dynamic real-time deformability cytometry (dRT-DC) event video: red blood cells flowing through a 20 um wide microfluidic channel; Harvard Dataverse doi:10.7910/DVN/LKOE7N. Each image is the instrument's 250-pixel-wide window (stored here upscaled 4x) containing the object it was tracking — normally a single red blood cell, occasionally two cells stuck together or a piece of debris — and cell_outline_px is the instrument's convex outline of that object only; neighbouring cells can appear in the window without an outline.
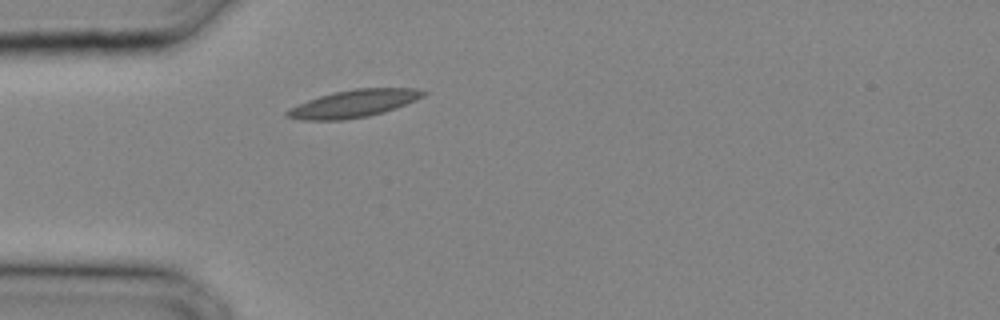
{"species": "common noctule bat (a hibernating species)", "species_latin": "Nyctalus noctula", "temperature_condition": "cold", "stored_images_in_passage": 19, "camera_frame_rate_fps": 3000, "um_per_image_px": 0.085, "animal": {"sex": "male", "body_mass_g": 20.4}, "frame": {"image": 1, "passage_image": 1, "time_ms": 0.0, "image_size_px": [1000, 320], "cell_outline_px": [[428, 92], [424, 96], [416, 100], [396, 108], [384, 112], [368, 116], [344, 120], [300, 120], [284, 116], [284, 112], [308, 100], [332, 92], [356, 88], [416, 88]], "centroid_in_image_um": [30.09, 8.81], "position_along_channel_um": 54.9, "area_um2": 21.79}}
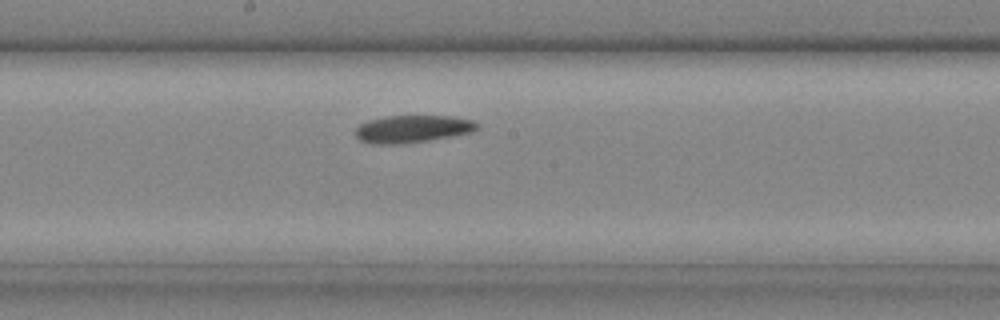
{"frame": {"image": 2, "passage_image": 9, "time_ms": 2.667, "image_size_px": [1000, 320], "cell_outline_px": [[480, 128], [472, 132], [428, 140], [400, 144], [372, 144], [360, 140], [356, 136], [356, 128], [360, 124], [368, 120], [384, 116], [452, 116], [472, 120], [480, 124]], "centroid_in_image_um": [35.07, 10.95], "position_along_channel_um": 213.1, "area_um2": 19.48}}
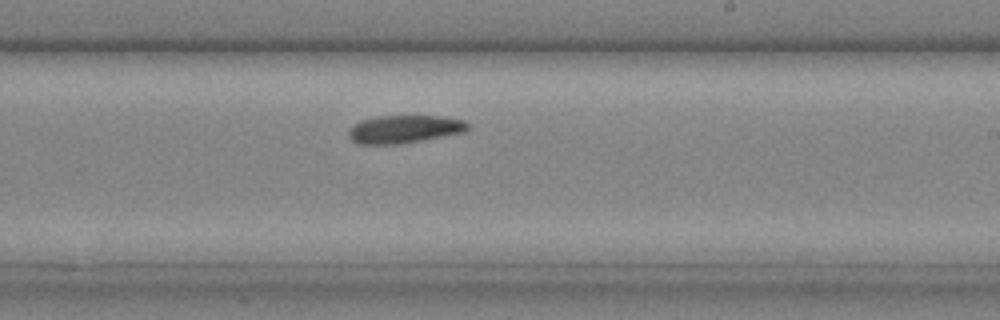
{"frame": {"image": 3, "passage_image": 11, "time_ms": 3.333, "image_size_px": [1000, 320], "cell_outline_px": [[468, 128], [464, 132], [400, 144], [356, 144], [348, 136], [348, 132], [352, 124], [360, 120], [376, 116], [444, 116], [464, 120], [468, 124]], "centroid_in_image_um": [34.32, 10.97], "position_along_channel_um": 254.7, "area_um2": 19.48}}